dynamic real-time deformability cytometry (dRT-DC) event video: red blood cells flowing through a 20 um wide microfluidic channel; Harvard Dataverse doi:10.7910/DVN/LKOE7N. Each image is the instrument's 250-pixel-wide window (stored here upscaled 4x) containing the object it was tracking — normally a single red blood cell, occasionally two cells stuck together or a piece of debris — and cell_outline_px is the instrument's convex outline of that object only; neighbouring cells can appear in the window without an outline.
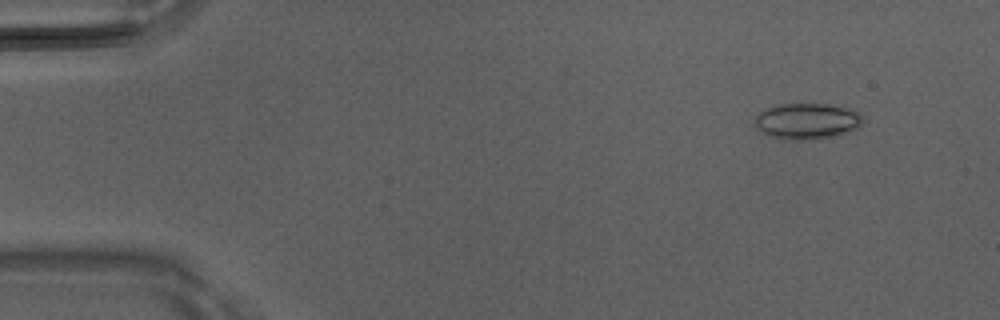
{"species": "Egyptian fruit bat (a non-hibernating species)", "species_latin": "Rousettus aegyptiacus", "temperature_condition": "room temperature", "stored_images_in_passage": 5, "camera_frame_rate_fps": 3000, "um_per_image_px": 0.085, "animal": {"sex": "male"}, "frame": {"image": 1, "passage_image": 2, "time_ms": 0.333, "image_size_px": [1000, 320], "cell_outline_px": [[864, 120], [856, 128], [832, 136], [804, 140], [780, 140], [768, 136], [756, 128], [756, 116], [760, 112], [776, 104], [828, 104], [848, 108], [860, 112]], "centroid_in_image_um": [68.57, 10.3], "position_along_channel_um": 16.4, "area_um2": 22.6}}